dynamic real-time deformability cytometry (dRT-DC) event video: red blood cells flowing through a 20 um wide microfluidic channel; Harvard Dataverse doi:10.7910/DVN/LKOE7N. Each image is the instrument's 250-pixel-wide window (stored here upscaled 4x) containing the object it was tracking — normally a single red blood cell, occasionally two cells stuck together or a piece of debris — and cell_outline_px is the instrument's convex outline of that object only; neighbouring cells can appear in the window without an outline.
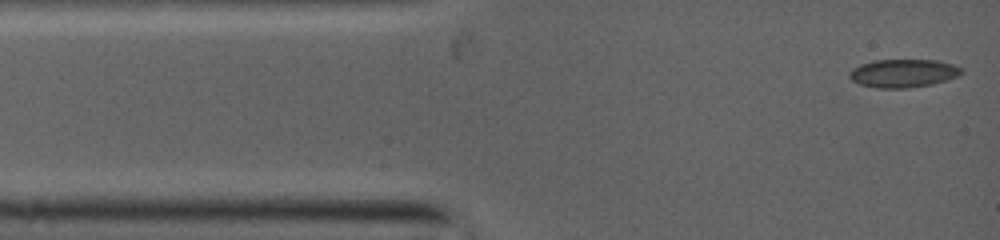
{"species": "common noctule bat (a hibernating species)", "species_latin": "Nyctalus noctula", "temperature_condition": "warm", "stored_images_in_passage": 4, "camera_frame_rate_fps": 5000, "um_per_image_px": 0.085, "animal": {"sex": "female", "body_mass_g": 19.0, "forearm_length_mm": 53.3}, "frame": {"image": 1, "passage_image": 1, "time_ms": 0.0, "image_size_px": [1000, 240], "cell_outline_px": [[964, 72], [960, 76], [932, 84], [908, 88], [876, 88], [860, 84], [852, 80], [848, 76], [848, 72], [852, 68], [860, 64], [876, 60], [936, 60], [952, 64], [964, 68]], "centroid_in_image_um": [76.79, 6.22], "position_along_channel_um": 8.2, "area_um2": 18.61}}
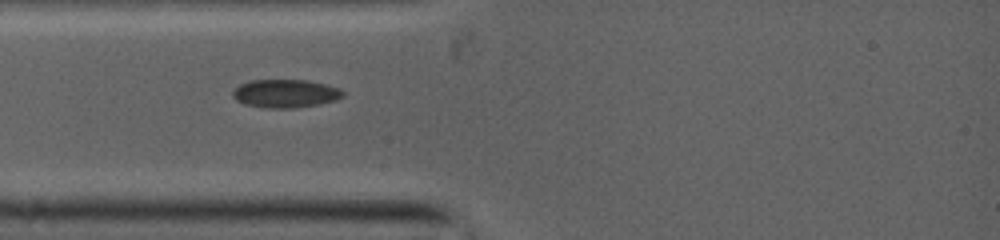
{"frame": {"image": 2, "passage_image": 4, "time_ms": 2.4, "image_size_px": [1000, 240], "cell_outline_px": [[344, 96], [336, 100], [316, 104], [292, 108], [268, 108], [248, 104], [236, 100], [232, 96], [232, 92], [240, 84], [252, 80], [304, 80], [324, 84], [336, 88], [344, 92]], "centroid_in_image_um": [24.24, 7.94], "position_along_channel_um": 60.8, "area_um2": 17.74}}